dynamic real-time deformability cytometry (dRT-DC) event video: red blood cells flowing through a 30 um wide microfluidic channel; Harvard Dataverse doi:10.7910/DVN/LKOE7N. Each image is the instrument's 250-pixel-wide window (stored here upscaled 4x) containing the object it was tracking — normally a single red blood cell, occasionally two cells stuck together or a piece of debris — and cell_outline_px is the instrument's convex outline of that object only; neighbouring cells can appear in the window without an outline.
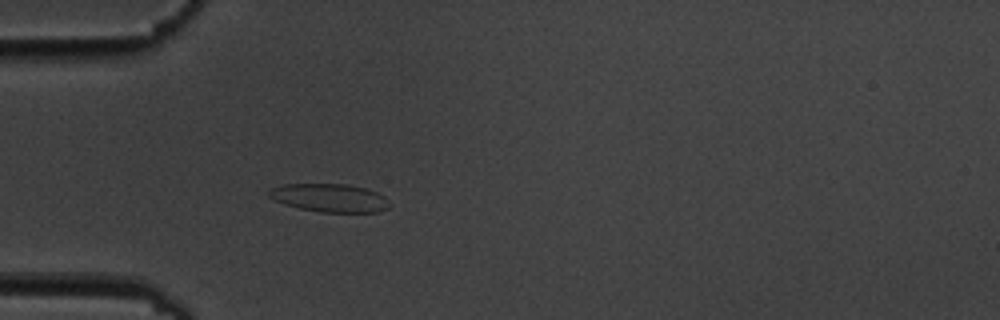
{"species": "common noctule bat (a hibernating species)", "species_latin": "Nyctalus noctula", "temperature_condition": "cold", "stored_images_in_passage": 3, "camera_frame_rate_fps": 3000, "um_per_image_px": 0.085, "animal": {"sex": "male", "body_mass_g": 19.5, "forearm_length_mm": 54.6}, "frame": {"image": 1, "passage_image": 3, "time_ms": 3.333, "image_size_px": [1000, 320], "cell_outline_px": [[392, 204], [388, 208], [376, 212], [320, 212], [300, 208], [284, 204], [268, 196], [268, 192], [272, 188], [284, 184], [348, 184], [364, 188], [376, 192], [384, 196]], "centroid_in_image_um": [28.05, 16.82], "position_along_channel_um": 57.0, "area_um2": 19.77}}